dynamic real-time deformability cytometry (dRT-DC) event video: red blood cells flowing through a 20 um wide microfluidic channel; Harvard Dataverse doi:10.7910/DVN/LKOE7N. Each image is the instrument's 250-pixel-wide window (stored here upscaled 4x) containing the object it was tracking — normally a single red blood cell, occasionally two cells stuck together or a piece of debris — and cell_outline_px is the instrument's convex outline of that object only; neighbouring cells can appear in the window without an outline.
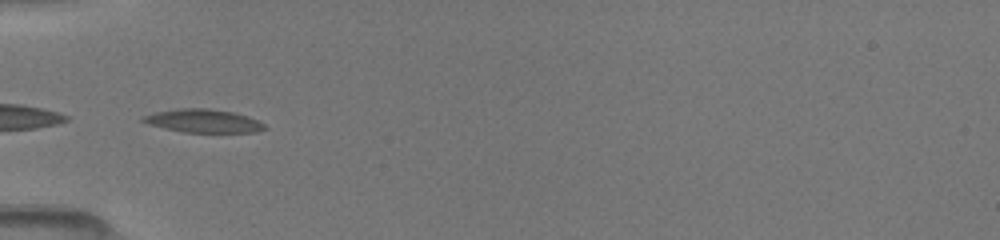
{"species": "common noctule bat (a hibernating species)", "species_latin": "Nyctalus noctula", "temperature_condition": "room temperature", "stored_images_in_passage": 6, "camera_frame_rate_fps": 3000, "um_per_image_px": 0.085, "animal": {"sex": "female", "body_mass_g": 19.5, "forearm_length_mm": 54.1}, "frame": {"image": 1, "passage_image": 1, "time_ms": 0.0, "image_size_px": [1000, 240], "cell_outline_px": [[268, 128], [256, 132], [184, 132], [164, 128], [148, 124], [140, 120], [144, 116], [156, 112], [180, 108], [208, 108], [232, 112], [248, 116], [264, 124]], "centroid_in_image_um": [17.29, 10.28], "position_along_channel_um": 67.7, "area_um2": 16.36}}
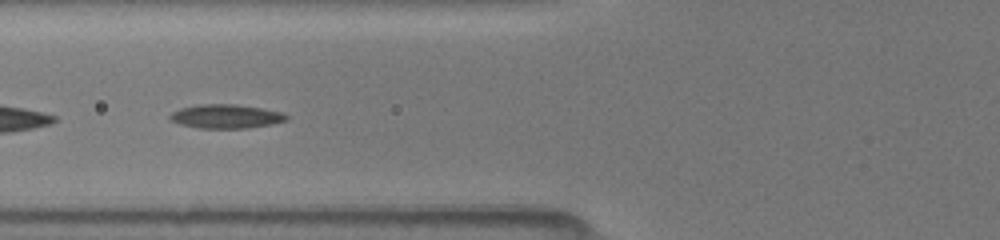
{"frame": {"image": 2, "passage_image": 4, "time_ms": 1.0, "image_size_px": [1000, 240], "cell_outline_px": [[288, 120], [272, 124], [248, 128], [196, 128], [180, 124], [168, 120], [168, 116], [172, 112], [180, 108], [200, 104], [236, 104], [264, 108], [284, 112], [288, 116]], "centroid_in_image_um": [19.21, 9.89], "position_along_channel_um": 106.6, "area_um2": 16.53}}